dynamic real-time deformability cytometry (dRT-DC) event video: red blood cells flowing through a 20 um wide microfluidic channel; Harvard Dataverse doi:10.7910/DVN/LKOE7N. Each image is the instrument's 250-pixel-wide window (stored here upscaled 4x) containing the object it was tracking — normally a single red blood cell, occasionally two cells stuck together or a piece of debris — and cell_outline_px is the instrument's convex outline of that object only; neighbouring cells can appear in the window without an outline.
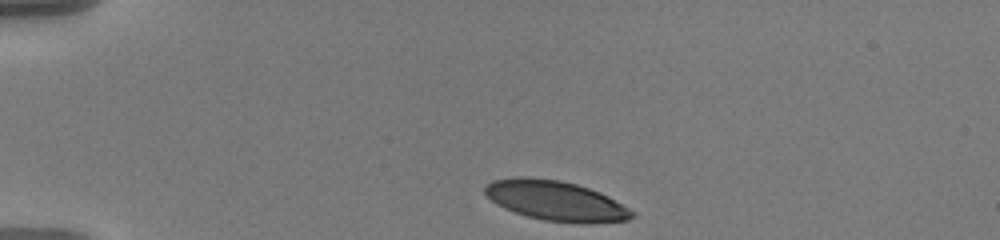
{"species": "human", "species_latin": "Homo sapiens", "temperature_condition": "warm", "stored_images_in_passage": 40, "camera_frame_rate_fps": 3000, "um_per_image_px": 0.085, "donor": {"sex": "male"}, "frame": {"image": 1, "passage_image": 1, "time_ms": 0.0, "image_size_px": [1000, 240], "cell_outline_px": [[636, 216], [628, 220], [588, 224], [580, 224], [544, 220], [528, 216], [504, 208], [496, 204], [484, 192], [484, 188], [492, 180], [516, 176], [528, 176], [560, 180], [576, 184], [600, 192], [608, 196], [628, 208]], "centroid_in_image_um": [47.24, 17.06], "position_along_channel_um": 37.8, "area_um2": 34.28}}
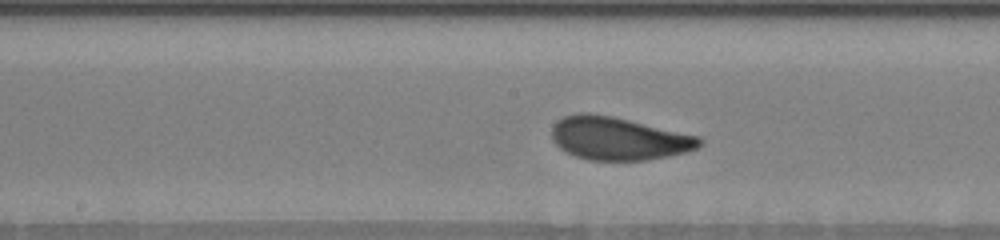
{"frame": {"image": 2, "passage_image": 19, "time_ms": 6.0, "image_size_px": [1000, 240], "cell_outline_px": [[704, 144], [696, 148], [684, 152], [668, 156], [644, 160], [588, 160], [576, 156], [560, 148], [552, 140], [552, 124], [556, 120], [564, 116], [576, 112], [592, 112], [612, 116], [700, 136], [704, 140]], "centroid_in_image_um": [52.55, 11.75], "position_along_channel_um": 195.6, "area_um2": 37.22}}
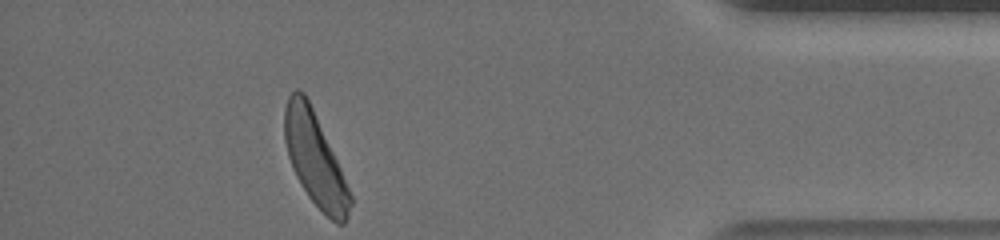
{"frame": {"image": 3, "passage_image": 40, "time_ms": 13.0, "image_size_px": [1000, 240], "cell_outline_px": [[352, 204], [348, 216], [344, 224], [336, 224], [308, 196], [300, 184], [292, 168], [288, 156], [284, 140], [284, 108], [288, 96], [296, 88], [304, 92], [312, 108], [340, 168], [352, 196]], "centroid_in_image_um": [26.75, 13.53], "position_along_channel_um": 408.5, "area_um2": 35.03}, "authors_computed_cell_mechanics": {"area_um2": 36.3851, "velocity_mm_per_s": 3.5641, "shape_relaxation_time_tau1_ms": 3.1018, "shape_relaxation_time_tau2_ms": 1.224, "deformation_change_tau1": 0.1502, "deformation_change_tau2": 0.0673}}